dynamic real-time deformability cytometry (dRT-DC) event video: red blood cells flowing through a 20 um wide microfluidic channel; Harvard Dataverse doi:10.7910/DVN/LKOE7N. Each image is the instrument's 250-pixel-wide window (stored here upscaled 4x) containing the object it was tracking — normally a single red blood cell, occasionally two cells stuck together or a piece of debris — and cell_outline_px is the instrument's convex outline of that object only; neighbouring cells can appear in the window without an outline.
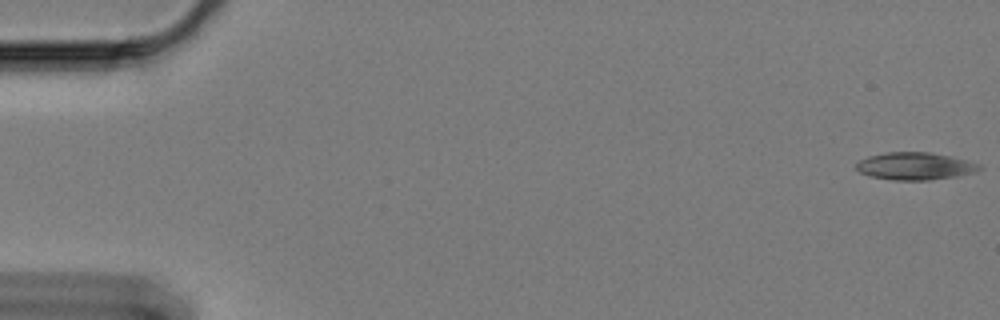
{"species": "Egyptian fruit bat (a non-hibernating species)", "species_latin": "Rousettus aegyptiacus", "temperature_condition": "cold", "stored_images_in_passage": 60, "camera_frame_rate_fps": 3000, "um_per_image_px": 0.085, "animal": {"sex": "female"}, "frame": {"image": 1, "passage_image": 1, "time_ms": 0.0, "image_size_px": [1000, 320], "cell_outline_px": [[984, 168], [976, 172], [956, 176], [928, 180], [892, 180], [868, 176], [860, 172], [856, 168], [856, 164], [860, 160], [868, 156], [888, 152], [932, 152], [980, 164]], "centroid_in_image_um": [77.77, 14.12], "position_along_channel_um": 7.2, "area_um2": 19.65}}
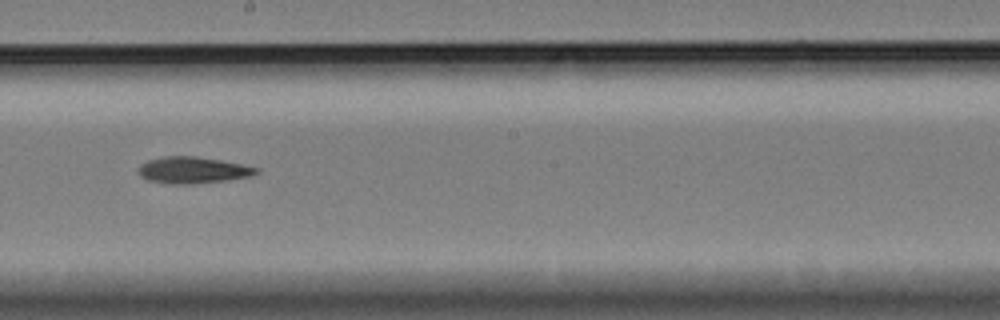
{"frame": {"image": 2, "passage_image": 34, "time_ms": 11.0, "image_size_px": [1000, 320], "cell_outline_px": [[260, 172], [248, 176], [224, 180], [192, 184], [168, 184], [148, 180], [140, 176], [140, 164], [148, 160], [164, 156], [196, 156], [220, 160], [260, 168]], "centroid_in_image_um": [16.37, 14.46], "position_along_channel_um": 231.8, "area_um2": 18.03}}
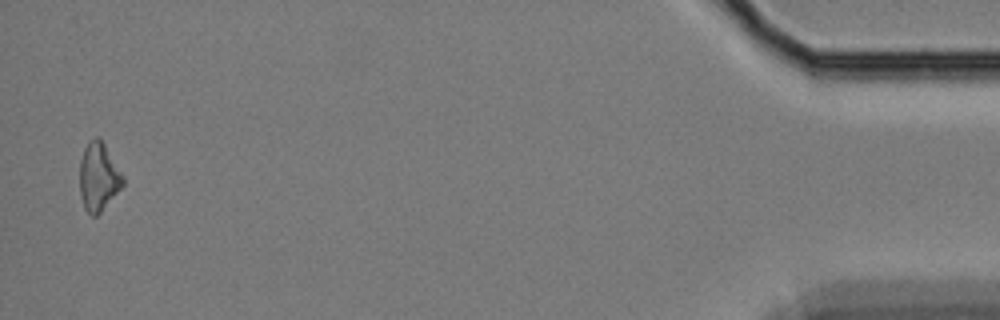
{"frame": {"image": 3, "passage_image": 59, "time_ms": 19.333, "image_size_px": [1000, 320], "cell_outline_px": [[124, 184], [100, 212], [96, 216], [92, 216], [84, 208], [80, 196], [80, 160], [84, 148], [88, 140], [96, 136], [104, 144], [124, 176]], "centroid_in_image_um": [8.36, 15.03], "position_along_channel_um": 426.8, "area_um2": 17.05}}